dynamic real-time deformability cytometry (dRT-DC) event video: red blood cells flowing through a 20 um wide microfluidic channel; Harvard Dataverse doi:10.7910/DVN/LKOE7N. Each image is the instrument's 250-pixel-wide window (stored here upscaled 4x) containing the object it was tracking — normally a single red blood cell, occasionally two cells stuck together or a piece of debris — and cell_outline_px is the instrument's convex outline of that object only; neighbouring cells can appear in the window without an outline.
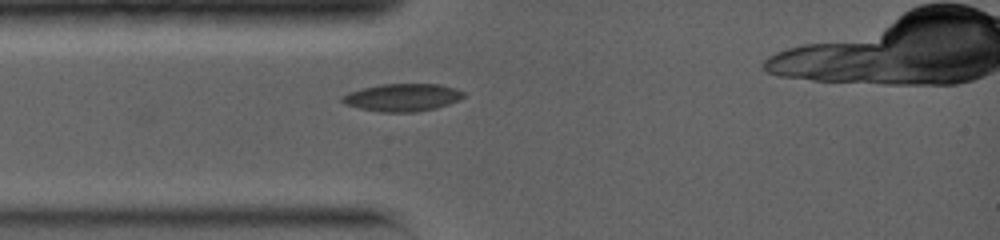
{"species": "common noctule bat (a hibernating species)", "species_latin": "Nyctalus noctula", "temperature_condition": "warm", "stored_images_in_passage": 28, "camera_frame_rate_fps": 5000, "um_per_image_px": 0.085, "animal": {"sex": "female", "body_mass_g": 19.0, "forearm_length_mm": 56.7}, "frame": {"image": 1, "passage_image": 1, "time_ms": 0.0, "image_size_px": [1000, 240], "cell_outline_px": [[464, 96], [460, 100], [436, 108], [416, 112], [380, 112], [360, 108], [344, 104], [340, 100], [340, 96], [348, 92], [380, 84], [440, 84], [456, 88], [464, 92]], "centroid_in_image_um": [34.2, 8.28], "position_along_channel_um": 50.8, "area_um2": 19.65}}
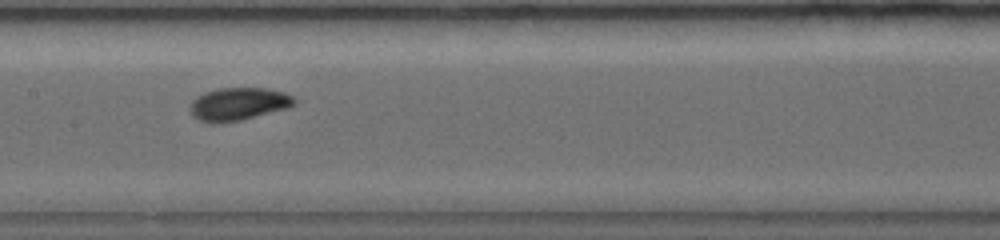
{"frame": {"image": 2, "passage_image": 10, "time_ms": 3.4, "image_size_px": [1000, 240], "cell_outline_px": [[296, 104], [288, 108], [240, 120], [220, 124], [208, 124], [192, 116], [188, 108], [192, 100], [196, 96], [204, 92], [216, 88], [268, 88], [284, 92], [292, 96], [296, 100]], "centroid_in_image_um": [20.22, 8.85], "position_along_channel_um": 187.2, "area_um2": 20.35}}
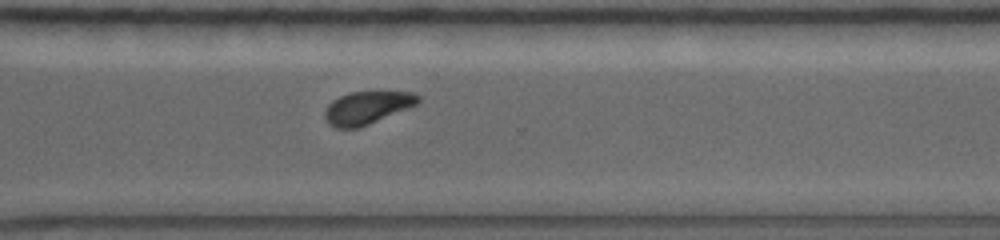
{"frame": {"image": 3, "passage_image": 19, "time_ms": 7.2, "image_size_px": [1000, 240], "cell_outline_px": [[420, 100], [416, 104], [408, 108], [368, 124], [356, 128], [336, 128], [328, 124], [324, 116], [324, 112], [328, 104], [332, 100], [340, 96], [352, 92], [412, 92], [420, 96]], "centroid_in_image_um": [31.17, 9.15], "position_along_channel_um": 339.4, "area_um2": 17.57}, "authors_computed_cell_mechanics": {"area_um2": 18.6983, "velocity_mm_per_s": 3.999, "shape_relaxation_time_tau1_ms": 2.8, "shape_relaxation_time_tau2_ms": null, "deformation_change_tau1": 0.1415, "deformation_change_tau2": null}}